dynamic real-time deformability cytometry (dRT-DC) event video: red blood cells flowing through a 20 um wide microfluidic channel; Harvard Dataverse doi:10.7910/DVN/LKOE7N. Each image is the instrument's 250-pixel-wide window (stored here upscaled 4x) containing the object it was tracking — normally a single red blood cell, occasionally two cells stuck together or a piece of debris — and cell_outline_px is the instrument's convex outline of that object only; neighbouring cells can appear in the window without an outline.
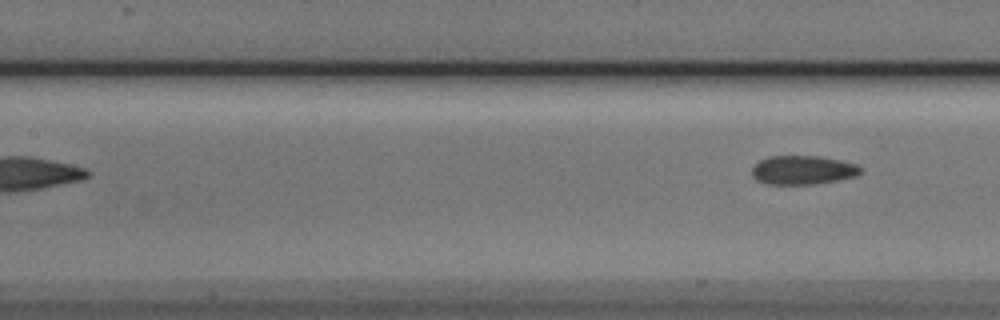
{"species": "Egyptian fruit bat (a non-hibernating species)", "species_latin": "Rousettus aegyptiacus", "temperature_condition": "cold", "stored_images_in_passage": 4, "camera_frame_rate_fps": 3000, "um_per_image_px": 0.085, "animal": {"sex": "male"}, "frame": {"image": 1, "passage_image": 4, "time_ms": 1.0, "image_size_px": [1000, 320], "cell_outline_px": [[864, 168], [856, 176], [840, 180], [816, 184], [768, 184], [756, 180], [752, 176], [752, 168], [760, 160], [772, 156], [820, 156], [840, 160], [856, 164]], "centroid_in_image_um": [68.27, 14.46], "position_along_channel_um": 139.1, "area_um2": 18.38}}